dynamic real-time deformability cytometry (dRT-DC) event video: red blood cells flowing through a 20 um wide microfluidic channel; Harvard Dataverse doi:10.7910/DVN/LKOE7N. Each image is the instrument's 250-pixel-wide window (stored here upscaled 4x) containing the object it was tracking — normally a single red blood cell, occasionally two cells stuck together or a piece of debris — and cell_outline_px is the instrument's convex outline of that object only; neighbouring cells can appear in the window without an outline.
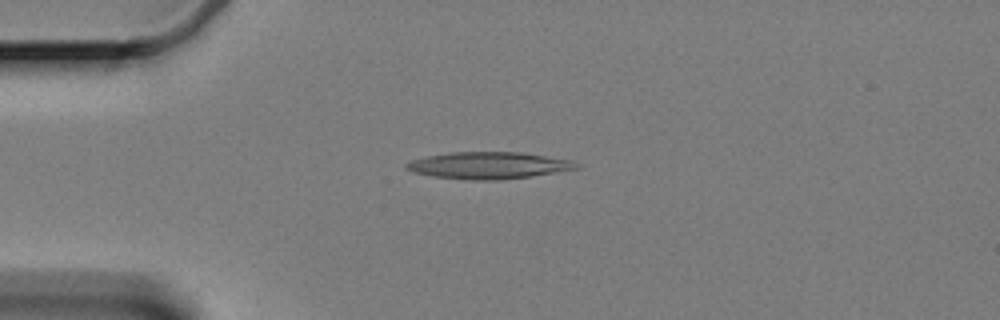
{"species": "Egyptian fruit bat (a non-hibernating species)", "species_latin": "Rousettus aegyptiacus", "temperature_condition": "cold", "stored_images_in_passage": 44, "camera_frame_rate_fps": 3000, "um_per_image_px": 0.085, "animal": {"sex": "female"}, "frame": {"image": 1, "passage_image": 1, "time_ms": 0.0, "image_size_px": [1000, 320], "cell_outline_px": [[576, 168], [532, 176], [500, 180], [472, 180], [432, 176], [412, 172], [404, 168], [404, 164], [412, 160], [428, 156], [448, 152], [520, 152], [572, 160], [576, 164]], "centroid_in_image_um": [41.45, 14.06], "position_along_channel_um": 43.5, "area_um2": 26.41}}
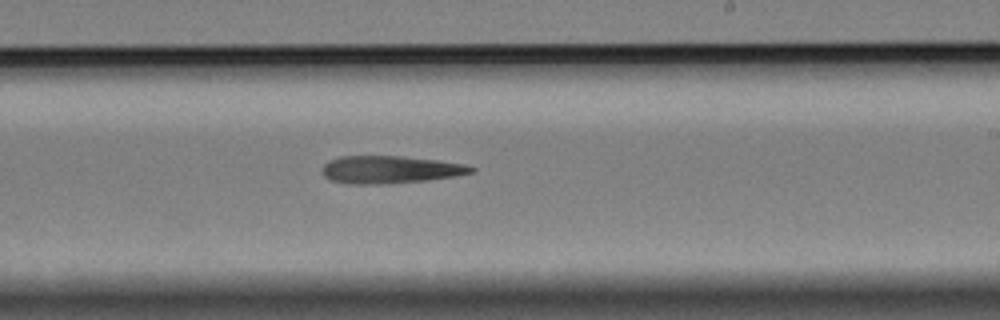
{"frame": {"image": 2, "passage_image": 22, "time_ms": 7.0, "image_size_px": [1000, 320], "cell_outline_px": [[476, 172], [456, 176], [428, 180], [380, 184], [348, 184], [332, 180], [324, 176], [320, 172], [320, 168], [328, 160], [340, 156], [400, 156], [436, 160], [464, 164], [476, 168]], "centroid_in_image_um": [33.13, 14.41], "position_along_channel_um": 255.9, "area_um2": 24.1}}
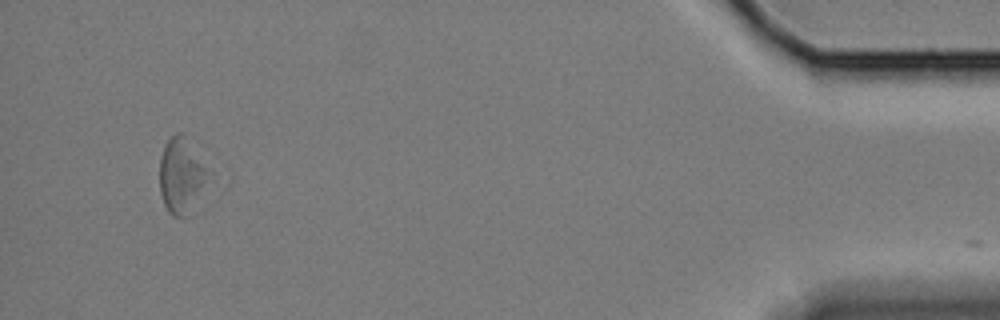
{"frame": {"image": 3, "passage_image": 43, "time_ms": 14.0, "image_size_px": [1000, 320], "cell_outline_px": [[212, 172], [192, 216], [172, 216], [168, 212], [164, 204], [160, 192], [160, 156], [164, 144], [176, 132], [184, 132]], "centroid_in_image_um": [15.47, 14.93], "position_along_channel_um": 419.7, "area_um2": 22.48}}